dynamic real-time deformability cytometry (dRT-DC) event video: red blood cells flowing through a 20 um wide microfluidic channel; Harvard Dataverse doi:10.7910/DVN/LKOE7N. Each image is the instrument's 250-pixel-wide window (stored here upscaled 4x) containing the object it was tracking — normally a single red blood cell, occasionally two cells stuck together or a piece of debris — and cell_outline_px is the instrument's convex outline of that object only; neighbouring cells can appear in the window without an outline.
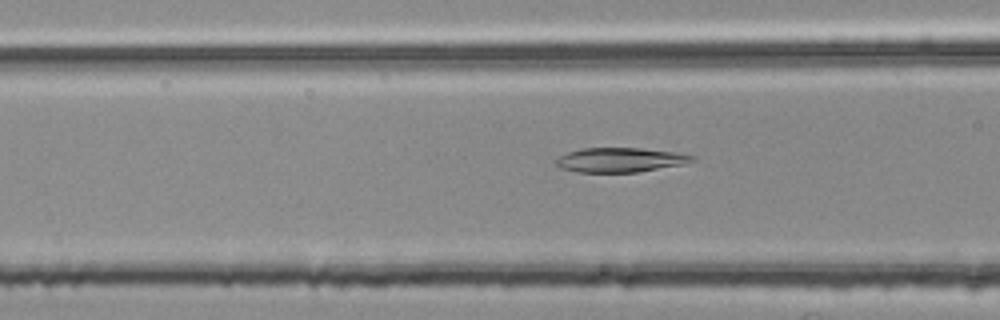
{"species": "common noctule bat (a hibernating species)", "species_latin": "Nyctalus noctula", "temperature_condition": "room temperature", "stored_images_in_passage": 17, "camera_frame_rate_fps": 3000, "um_per_image_px": 0.085, "animal": {"sex": "female", "body_mass_g": 25.1}, "frame": {"image": 1, "passage_image": 15, "time_ms": 4.667, "image_size_px": [1000, 320], "cell_outline_px": [[696, 160], [688, 164], [636, 172], [576, 172], [560, 168], [552, 160], [568, 152], [580, 148], [640, 148], [676, 152], [696, 156]], "centroid_in_image_um": [52.74, 13.59], "position_along_channel_um": 113.9, "area_um2": 19.71}}